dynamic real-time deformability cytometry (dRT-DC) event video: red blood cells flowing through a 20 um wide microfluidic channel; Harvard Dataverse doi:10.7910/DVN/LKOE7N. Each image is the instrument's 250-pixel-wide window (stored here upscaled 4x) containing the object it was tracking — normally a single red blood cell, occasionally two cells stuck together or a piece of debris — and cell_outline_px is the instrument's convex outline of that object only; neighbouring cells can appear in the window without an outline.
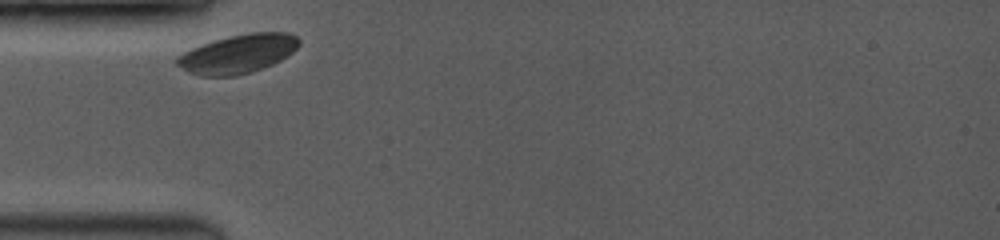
{"species": "common noctule bat (a hibernating species)", "species_latin": "Nyctalus noctula", "temperature_condition": "room temperature", "stored_images_in_passage": 14, "camera_frame_rate_fps": 3500, "um_per_image_px": 0.085, "animal": {"sex": "female", "body_mass_g": 19.0, "forearm_length_mm": 53.3}, "frame": {"image": 1, "passage_image": 1, "time_ms": 0.0, "image_size_px": [1000, 240], "cell_outline_px": [[300, 44], [292, 52], [280, 60], [272, 64], [252, 72], [236, 76], [200, 76], [188, 72], [176, 64], [176, 56], [192, 48], [228, 36], [252, 32], [288, 32], [296, 36], [300, 40]], "centroid_in_image_um": [20.23, 4.58], "position_along_channel_um": 64.8, "area_um2": 27.46}}
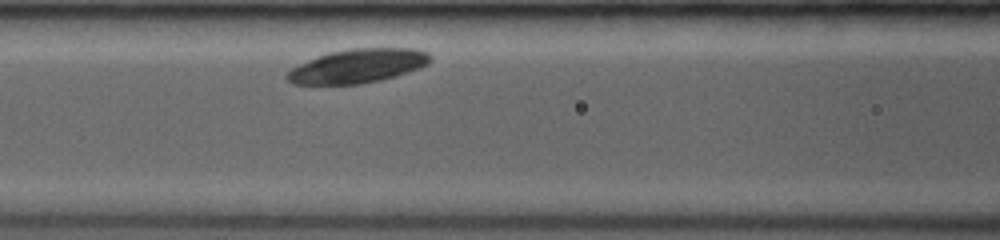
{"frame": {"image": 2, "passage_image": 8, "time_ms": 2.0, "image_size_px": [1000, 240], "cell_outline_px": [[432, 60], [428, 64], [420, 68], [396, 76], [380, 80], [360, 84], [292, 84], [284, 76], [292, 68], [300, 64], [328, 52], [348, 48], [416, 48], [428, 52], [432, 56]], "centroid_in_image_um": [30.46, 5.6], "position_along_channel_um": 136.1, "area_um2": 28.44}}
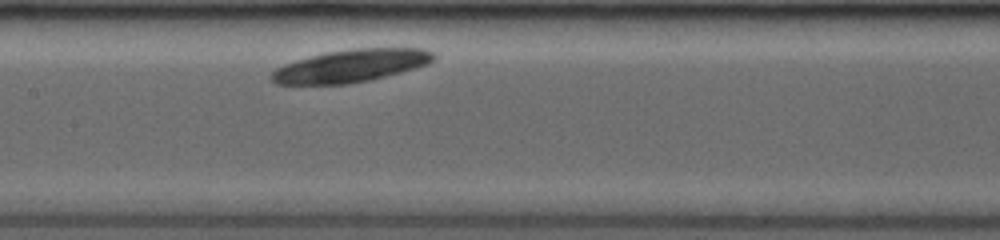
{"frame": {"image": 3, "passage_image": 12, "time_ms": 3.143, "image_size_px": [1000, 240], "cell_outline_px": [[436, 56], [428, 64], [400, 72], [368, 80], [348, 84], [276, 84], [268, 76], [276, 68], [284, 64], [312, 56], [328, 52], [348, 48], [428, 48], [436, 52]], "centroid_in_image_um": [29.85, 5.58], "position_along_channel_um": 177.5, "area_um2": 30.75}}